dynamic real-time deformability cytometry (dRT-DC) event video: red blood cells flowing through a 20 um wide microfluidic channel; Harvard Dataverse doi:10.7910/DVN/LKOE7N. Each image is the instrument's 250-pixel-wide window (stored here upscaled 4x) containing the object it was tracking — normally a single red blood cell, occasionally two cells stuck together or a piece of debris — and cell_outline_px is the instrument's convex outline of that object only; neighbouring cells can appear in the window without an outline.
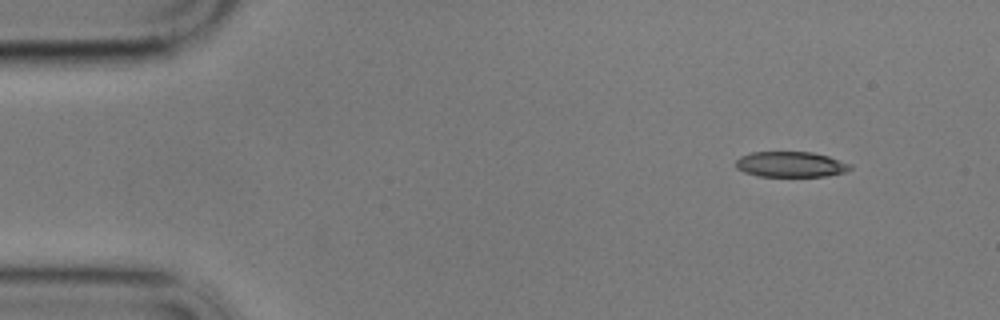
{"species": "common noctule bat (a hibernating species)", "species_latin": "Nyctalus noctula", "temperature_condition": "cold", "stored_images_in_passage": 44, "camera_frame_rate_fps": 3000, "um_per_image_px": 0.085, "animal": {"sex": "male", "body_mass_g": 17.9}, "frame": {"image": 1, "passage_image": 1, "time_ms": 0.0, "image_size_px": [1000, 320], "cell_outline_px": [[852, 168], [844, 172], [828, 176], [756, 176], [744, 172], [736, 168], [736, 160], [740, 156], [752, 152], [812, 152], [828, 156], [852, 164]], "centroid_in_image_um": [67.21, 13.97], "position_along_channel_um": 17.8, "area_um2": 17.05}}
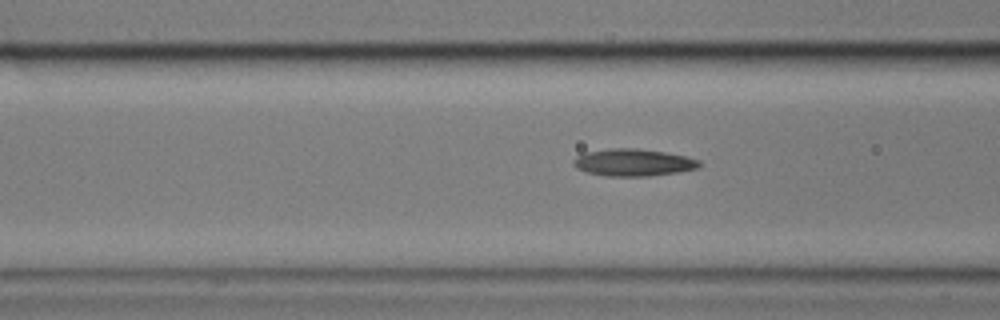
{"frame": {"image": 2, "passage_image": 17, "time_ms": 5.333, "image_size_px": [1000, 320], "cell_outline_px": [[700, 168], [676, 172], [648, 176], [608, 176], [588, 172], [576, 168], [572, 164], [572, 160], [576, 156], [584, 152], [612, 148], [636, 148], [664, 152], [684, 156], [700, 160]], "centroid_in_image_um": [53.8, 13.8], "position_along_channel_um": 112.8, "area_um2": 19.88}}
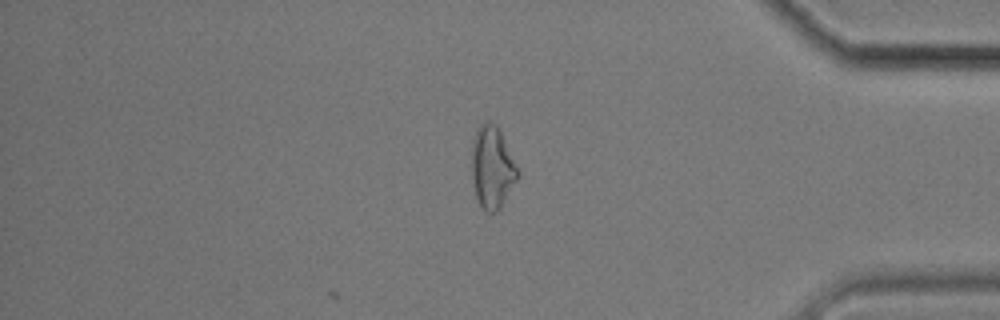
{"frame": {"image": 3, "passage_image": 44, "time_ms": 14.333, "image_size_px": [1000, 320], "cell_outline_px": [[520, 176], [504, 204], [496, 212], [488, 212], [480, 204], [476, 196], [472, 176], [472, 140], [476, 128], [484, 120], [488, 120], [496, 124], [500, 132]], "centroid_in_image_um": [41.82, 14.22], "position_along_channel_um": 393.4, "area_um2": 21.91}, "authors_computed_cell_mechanics": {"area_um2": 18.7561, "velocity_mm_per_s": 3.413, "shape_relaxation_time_tau1_ms": 6.6062, "shape_relaxation_time_tau2_ms": 3.7975, "deformation_change_tau1": 0.1648, "deformation_change_tau2": 0.1221}}